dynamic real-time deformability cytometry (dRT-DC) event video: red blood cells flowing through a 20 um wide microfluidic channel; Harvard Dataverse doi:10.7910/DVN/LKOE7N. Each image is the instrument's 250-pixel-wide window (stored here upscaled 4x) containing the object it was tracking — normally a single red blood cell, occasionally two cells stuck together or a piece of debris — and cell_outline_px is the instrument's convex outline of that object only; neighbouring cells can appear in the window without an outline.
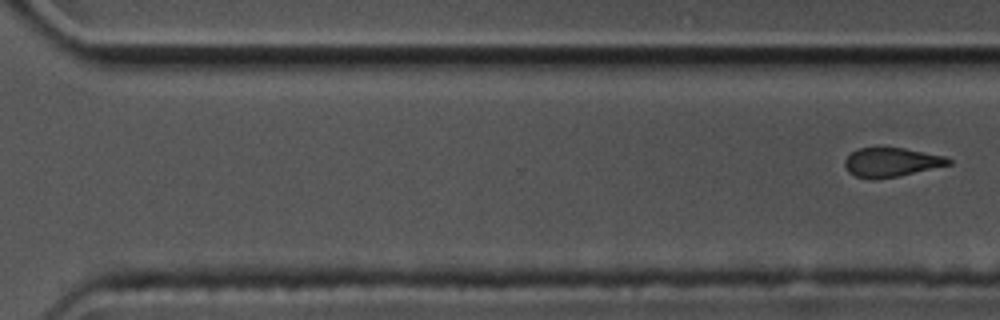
{"species": "common noctule bat (a hibernating species)", "species_latin": "Nyctalus noctula", "temperature_condition": "cold", "stored_images_in_passage": 11, "segment_of_instrument_passage": [2, 2], "camera_frame_rate_fps": 3000, "um_per_image_px": 0.085, "animal": {"sex": "male", "body_mass_g": 17.5, "forearm_length_mm": 52.3}, "frame": {"image": 1, "passage_image": 11, "time_ms": 3.333, "image_size_px": [1000, 320], "cell_outline_px": [[952, 164], [896, 176], [876, 180], [872, 180], [856, 176], [848, 172], [844, 164], [844, 160], [852, 152], [860, 148], [904, 148], [944, 156], [952, 160]], "centroid_in_image_um": [75.74, 13.8], "position_along_channel_um": 294.9, "area_um2": 17.4}}